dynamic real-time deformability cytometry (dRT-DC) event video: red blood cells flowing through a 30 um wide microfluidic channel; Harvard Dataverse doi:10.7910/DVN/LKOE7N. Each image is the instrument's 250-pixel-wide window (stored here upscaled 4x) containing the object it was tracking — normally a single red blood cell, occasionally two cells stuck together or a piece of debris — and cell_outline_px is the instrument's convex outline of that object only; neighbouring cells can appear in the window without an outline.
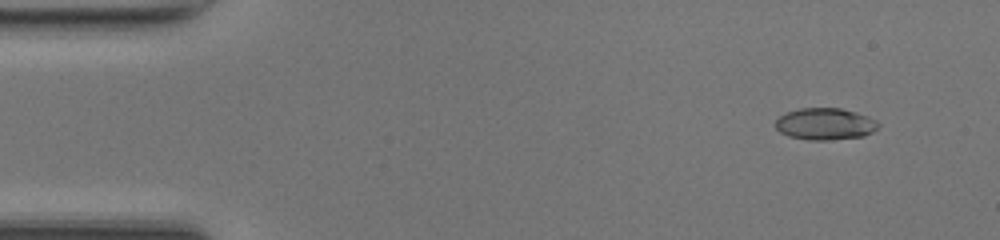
{"species": "common noctule bat (a hibernating species)", "species_latin": "Nyctalus noctula", "temperature_condition": "room temperature", "stored_images_in_passage": 49, "camera_frame_rate_fps": 3000, "um_per_image_px": 0.085, "animal": {"sex": "female", "body_mass_g": 17.0, "forearm_length_mm": 48.0}, "frame": {"image": 1, "passage_image": 4, "time_ms": 1.0, "image_size_px": [1000, 240], "cell_outline_px": [[880, 124], [872, 132], [864, 136], [828, 140], [808, 140], [788, 136], [780, 132], [776, 128], [776, 120], [780, 116], [788, 112], [800, 108], [840, 108], [856, 112], [868, 116], [876, 120]], "centroid_in_image_um": [70.14, 10.54], "position_along_channel_um": 14.9, "area_um2": 19.02}}
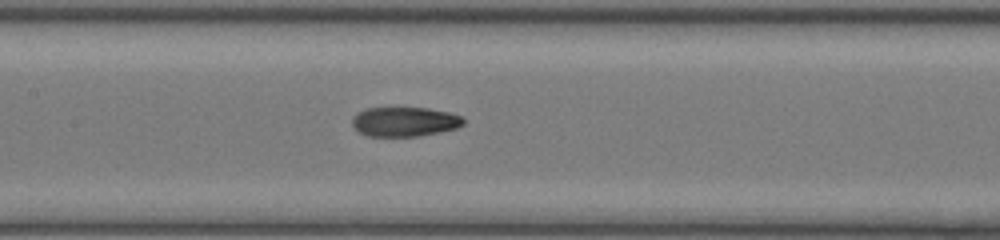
{"frame": {"image": 2, "passage_image": 23, "time_ms": 7.333, "image_size_px": [1000, 240], "cell_outline_px": [[464, 124], [456, 128], [440, 132], [416, 136], [368, 136], [360, 132], [352, 124], [352, 116], [356, 112], [364, 108], [428, 108], [448, 112], [460, 116], [464, 120]], "centroid_in_image_um": [34.36, 10.34], "position_along_channel_um": 173.0, "area_um2": 19.07}}
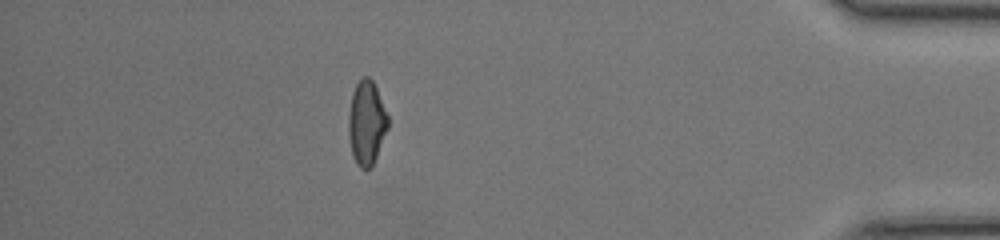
{"frame": {"image": 3, "passage_image": 43, "time_ms": 14.0, "image_size_px": [1000, 240], "cell_outline_px": [[388, 128], [376, 156], [372, 164], [368, 168], [360, 168], [356, 164], [352, 156], [348, 136], [348, 112], [352, 92], [356, 84], [364, 76], [368, 76], [372, 80], [376, 88], [388, 116]], "centroid_in_image_um": [31.13, 10.43], "position_along_channel_um": 404.1, "area_um2": 19.25}, "authors_computed_cell_mechanics": {"area_um2": 19.2474, "velocity_mm_per_s": 4.2253, "shape_relaxation_time_tau1_ms": null, "shape_relaxation_time_tau2_ms": 1.9972, "deformation_change_tau1": null, "deformation_change_tau2": 0.0757}}